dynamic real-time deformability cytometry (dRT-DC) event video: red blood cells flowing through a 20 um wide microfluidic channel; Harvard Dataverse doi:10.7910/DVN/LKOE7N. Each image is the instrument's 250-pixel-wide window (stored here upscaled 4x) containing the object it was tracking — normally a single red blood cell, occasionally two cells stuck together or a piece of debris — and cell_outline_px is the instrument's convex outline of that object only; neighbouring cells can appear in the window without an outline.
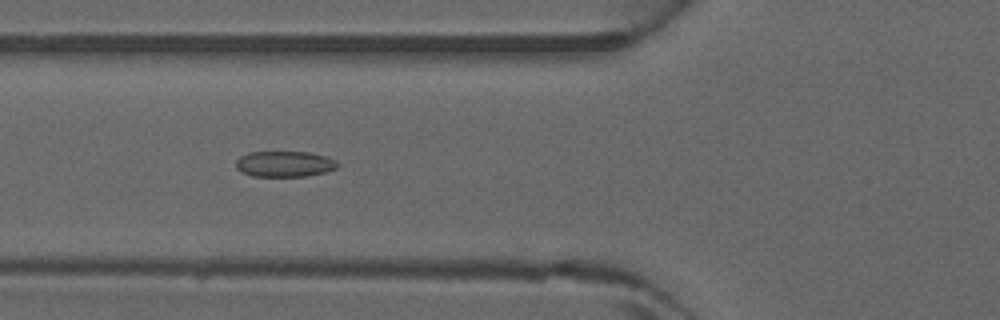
{"species": "common noctule bat (a hibernating species)", "species_latin": "Nyctalus noctula", "temperature_condition": "warm", "stored_images_in_passage": 4, "camera_frame_rate_fps": 3000, "um_per_image_px": 0.085, "animal": {"sex": "male", "forearm_length_mm": 52.5}, "frame": {"image": 1, "passage_image": 4, "time_ms": 1.0, "image_size_px": [1000, 320], "cell_outline_px": [[340, 164], [336, 168], [324, 172], [304, 176], [252, 176], [240, 172], [236, 168], [236, 160], [240, 156], [248, 152], [308, 152], [324, 156], [336, 160]], "centroid_in_image_um": [24.15, 13.93], "position_along_channel_um": 101.6, "area_um2": 15.26}}